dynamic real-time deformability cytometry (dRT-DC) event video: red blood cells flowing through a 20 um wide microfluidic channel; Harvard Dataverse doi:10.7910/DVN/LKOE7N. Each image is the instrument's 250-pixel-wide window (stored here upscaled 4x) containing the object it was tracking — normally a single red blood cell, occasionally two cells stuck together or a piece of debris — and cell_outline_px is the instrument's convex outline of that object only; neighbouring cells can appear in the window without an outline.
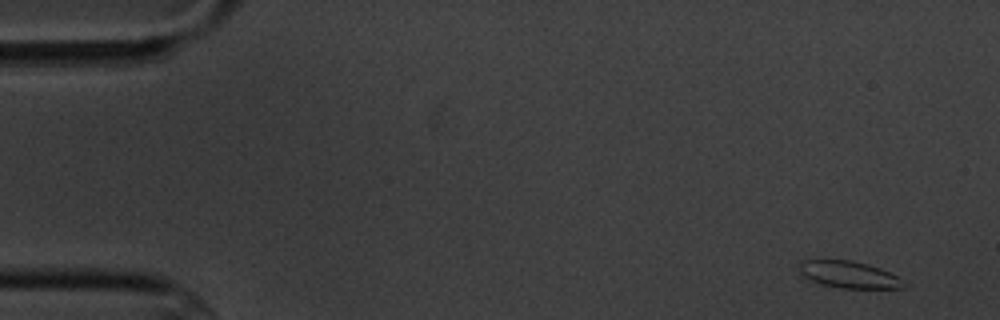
{"species": "common noctule bat (a hibernating species)", "species_latin": "Nyctalus noctula", "temperature_condition": "cold", "stored_images_in_passage": 7, "camera_frame_rate_fps": 3000, "um_per_image_px": 0.085, "animal": {"sex": "male", "body_mass_g": 20.1, "forearm_length_mm": 53.5}, "frame": {"image": 1, "passage_image": 1, "time_ms": 0.0, "image_size_px": [1000, 320], "cell_outline_px": [[908, 284], [904, 288], [840, 288], [820, 284], [804, 276], [800, 272], [800, 264], [804, 260], [852, 260], [868, 264], [880, 268], [896, 276]], "centroid_in_image_um": [72.19, 23.35], "position_along_channel_um": 12.8, "area_um2": 16.24}}
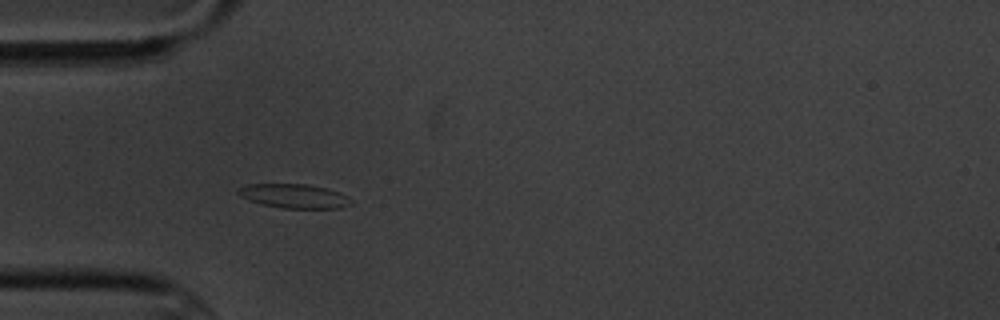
{"frame": {"image": 2, "passage_image": 5, "time_ms": 4.667, "image_size_px": [1000, 320], "cell_outline_px": [[352, 204], [340, 208], [284, 208], [260, 204], [248, 200], [240, 196], [236, 192], [236, 188], [248, 184], [308, 184], [340, 192], [352, 200]], "centroid_in_image_um": [24.96, 16.66], "position_along_channel_um": 60.0, "area_um2": 15.95}}
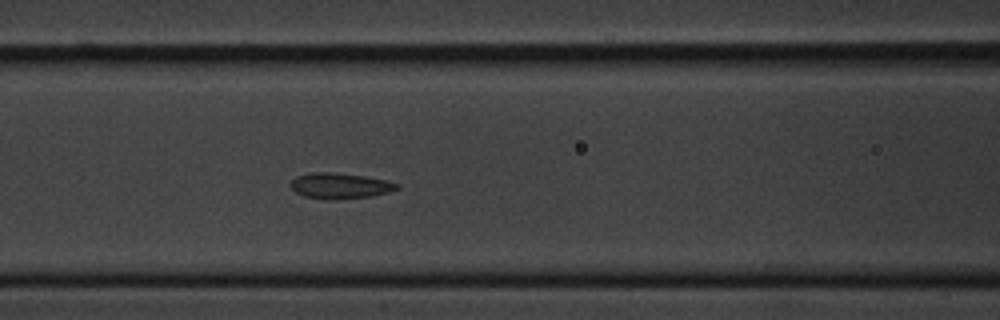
{"frame": {"image": 3, "passage_image": 7, "time_ms": 7.0, "image_size_px": [1000, 320], "cell_outline_px": [[400, 188], [388, 192], [372, 196], [332, 200], [328, 200], [304, 196], [296, 192], [288, 184], [296, 176], [312, 172], [328, 172], [364, 176], [388, 180], [400, 184]], "centroid_in_image_um": [28.9, 15.79], "position_along_channel_um": 137.7, "area_um2": 16.01}}